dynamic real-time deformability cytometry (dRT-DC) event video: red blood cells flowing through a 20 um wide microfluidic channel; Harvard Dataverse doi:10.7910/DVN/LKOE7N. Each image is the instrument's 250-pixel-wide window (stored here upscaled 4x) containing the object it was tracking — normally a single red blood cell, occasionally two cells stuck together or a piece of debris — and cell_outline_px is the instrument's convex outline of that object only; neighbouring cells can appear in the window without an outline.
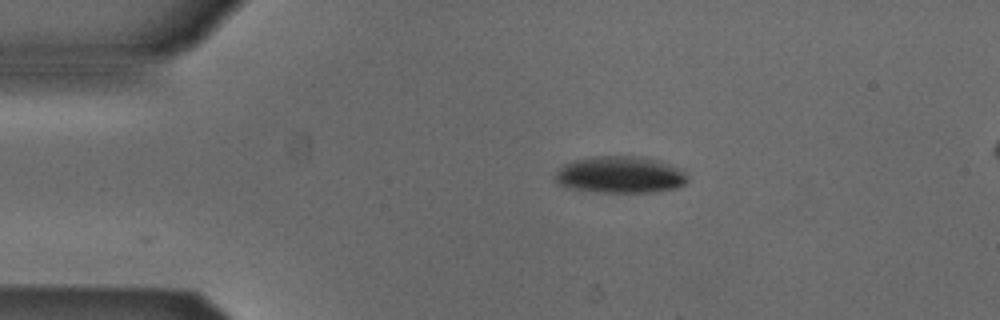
{"species": "Egyptian fruit bat (a non-hibernating species)", "species_latin": "Rousettus aegyptiacus", "temperature_condition": "cold", "stored_images_in_passage": 2, "camera_frame_rate_fps": 3000, "um_per_image_px": 0.085, "animal": {"sex": "male"}, "frame": {"image": 1, "passage_image": 1, "time_ms": 0.0, "image_size_px": [1000, 320], "cell_outline_px": [[688, 180], [684, 184], [676, 188], [652, 192], [596, 192], [568, 188], [560, 184], [552, 176], [564, 164], [572, 160], [596, 156], [640, 156], [660, 160], [684, 168], [688, 176]], "centroid_in_image_um": [52.75, 14.84], "position_along_channel_um": 32.2, "area_um2": 28.9}}